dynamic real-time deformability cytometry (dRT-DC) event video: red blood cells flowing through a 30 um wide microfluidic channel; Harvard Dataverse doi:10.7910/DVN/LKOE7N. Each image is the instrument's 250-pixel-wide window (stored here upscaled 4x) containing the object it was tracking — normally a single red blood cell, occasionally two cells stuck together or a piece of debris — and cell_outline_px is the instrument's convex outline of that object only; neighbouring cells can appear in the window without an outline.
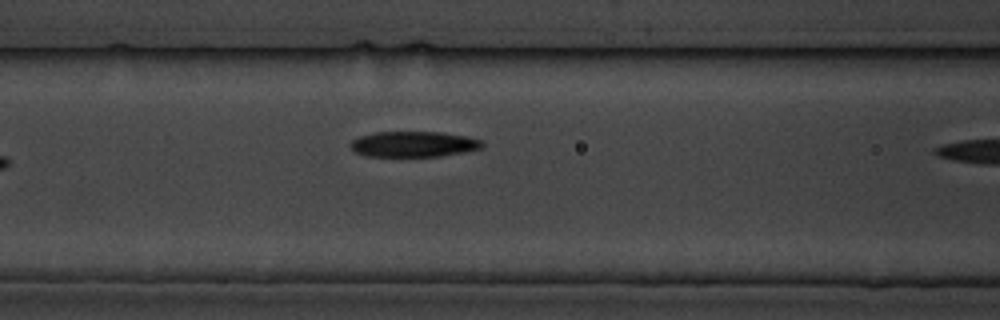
{"species": "common noctule bat (a hibernating species)", "species_latin": "Nyctalus noctula", "temperature_condition": "cold", "stored_images_in_passage": 9, "camera_frame_rate_fps": 3000, "um_per_image_px": 0.085, "animal": {"sex": "male", "body_mass_g": 19.5, "forearm_length_mm": 54.6}, "frame": {"image": 1, "passage_image": 8, "time_ms": 9.0, "image_size_px": [1000, 320], "cell_outline_px": [[484, 144], [480, 148], [464, 152], [440, 156], [368, 156], [352, 152], [348, 144], [352, 140], [360, 136], [376, 132], [440, 132], [464, 136], [480, 140]], "centroid_in_image_um": [35.08, 12.25], "position_along_channel_um": 131.5, "area_um2": 19.59}}